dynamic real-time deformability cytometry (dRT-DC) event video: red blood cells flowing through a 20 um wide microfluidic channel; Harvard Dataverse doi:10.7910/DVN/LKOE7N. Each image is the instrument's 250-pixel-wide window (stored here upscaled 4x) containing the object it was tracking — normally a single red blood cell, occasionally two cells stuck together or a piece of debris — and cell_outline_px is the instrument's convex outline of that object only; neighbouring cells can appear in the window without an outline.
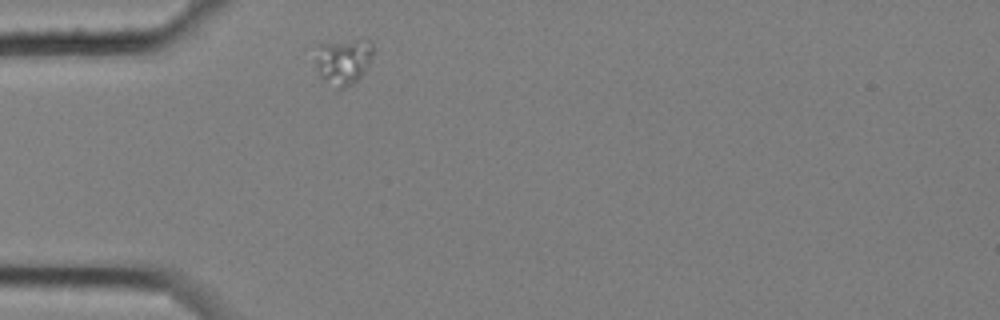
{"species": "common noctule bat (a hibernating species)", "species_latin": "Nyctalus noctula", "temperature_condition": "cold", "stored_images_in_passage": 3, "camera_frame_rate_fps": 3000, "um_per_image_px": 0.085, "animal": {"sex": "female", "body_mass_g": 25.1}, "frame": {"image": 1, "passage_image": 1, "time_ms": 0.0, "image_size_px": [1000, 320], "cell_outline_px": [[372, 52], [368, 64], [364, 72], [352, 84], [344, 88], [340, 88], [324, 80], [320, 76], [312, 44], [356, 40], [372, 40]], "centroid_in_image_um": [29.13, 5.17], "position_along_channel_um": 55.9, "area_um2": 15.37}}